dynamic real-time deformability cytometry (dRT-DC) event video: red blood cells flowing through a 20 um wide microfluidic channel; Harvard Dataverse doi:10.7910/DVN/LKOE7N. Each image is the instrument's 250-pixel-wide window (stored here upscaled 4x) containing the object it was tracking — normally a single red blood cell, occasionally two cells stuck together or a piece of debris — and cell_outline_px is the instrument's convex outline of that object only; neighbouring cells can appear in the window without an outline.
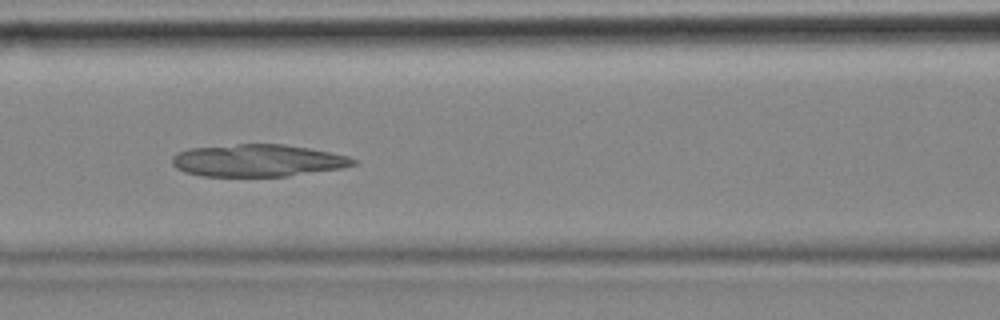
{"species": "common noctule bat (a hibernating species)", "species_latin": "Nyctalus noctula", "temperature_condition": "cold", "stored_images_in_passage": 11, "camera_frame_rate_fps": 3000, "um_per_image_px": 0.085, "animal": {"sex": "female", "body_mass_g": 18.4}, "frame": {"image": 1, "passage_image": 5, "time_ms": 1.333, "image_size_px": [1000, 320], "cell_outline_px": [[356, 164], [344, 168], [288, 176], [200, 176], [184, 172], [176, 168], [172, 164], [172, 156], [176, 152], [188, 148], [236, 144], [284, 144], [308, 148], [348, 156], [356, 160]], "centroid_in_image_um": [21.87, 13.64], "position_along_channel_um": 144.7, "area_um2": 34.22}}